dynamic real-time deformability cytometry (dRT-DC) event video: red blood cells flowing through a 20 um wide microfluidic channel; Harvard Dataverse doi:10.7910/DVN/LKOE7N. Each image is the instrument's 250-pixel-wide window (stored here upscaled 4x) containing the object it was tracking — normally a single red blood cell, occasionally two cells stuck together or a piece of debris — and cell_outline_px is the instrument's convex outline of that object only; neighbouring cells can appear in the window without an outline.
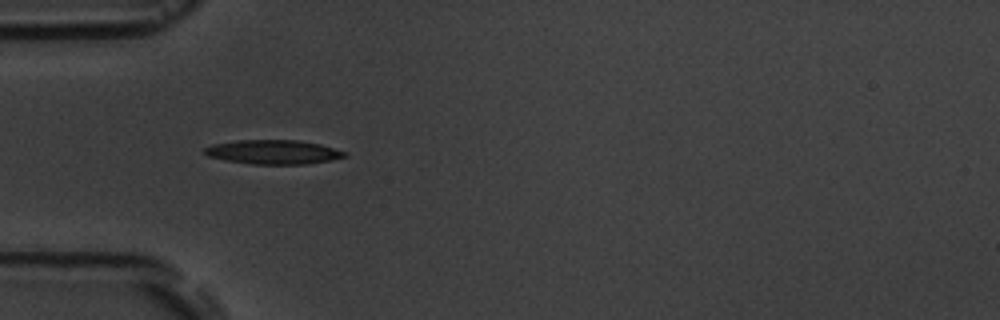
{"species": "common noctule bat (a hibernating species)", "species_latin": "Nyctalus noctula", "temperature_condition": "room temperature", "stored_images_in_passage": 9, "camera_frame_rate_fps": 3000, "um_per_image_px": 0.085, "animal": {"sex": "male", "body_mass_g": 19.5, "forearm_length_mm": 54.6}, "frame": {"image": 1, "passage_image": 6, "time_ms": 5.667, "image_size_px": [1000, 320], "cell_outline_px": [[348, 156], [308, 164], [252, 164], [224, 160], [208, 156], [204, 152], [204, 148], [212, 144], [236, 140], [300, 140], [320, 144], [348, 152]], "centroid_in_image_um": [23.23, 12.92], "position_along_channel_um": 61.8, "area_um2": 19.83}}
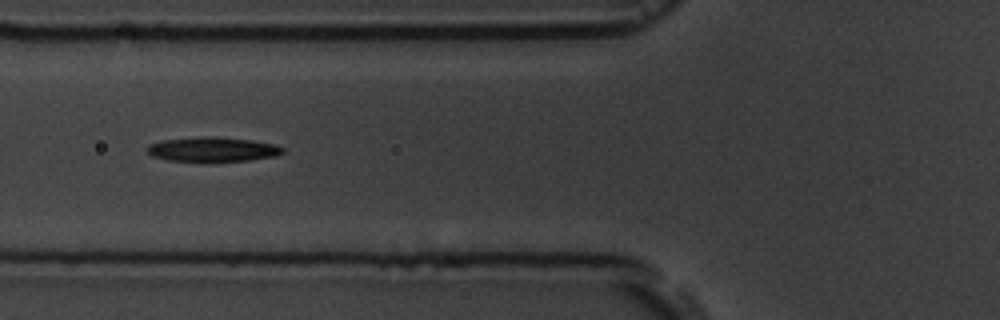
{"frame": {"image": 2, "passage_image": 7, "time_ms": 7.0, "image_size_px": [1000, 320], "cell_outline_px": [[284, 152], [276, 156], [248, 160], [212, 164], [200, 164], [168, 160], [152, 156], [148, 152], [148, 144], [160, 140], [252, 140], [276, 144], [284, 148]], "centroid_in_image_um": [18.1, 12.81], "position_along_channel_um": 107.7, "area_um2": 18.96}}
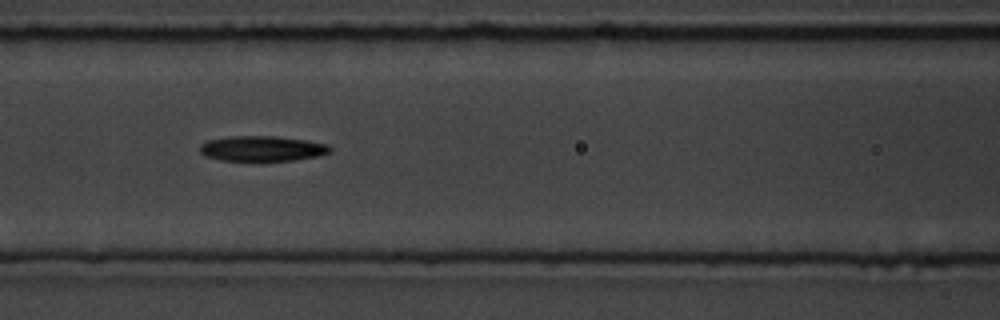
{"frame": {"image": 3, "passage_image": 8, "time_ms": 8.0, "image_size_px": [1000, 320], "cell_outline_px": [[332, 152], [316, 156], [296, 160], [220, 160], [204, 156], [200, 152], [200, 144], [208, 140], [228, 136], [272, 136], [308, 140], [328, 144], [332, 148]], "centroid_in_image_um": [22.29, 12.62], "position_along_channel_um": 144.3, "area_um2": 19.19}}